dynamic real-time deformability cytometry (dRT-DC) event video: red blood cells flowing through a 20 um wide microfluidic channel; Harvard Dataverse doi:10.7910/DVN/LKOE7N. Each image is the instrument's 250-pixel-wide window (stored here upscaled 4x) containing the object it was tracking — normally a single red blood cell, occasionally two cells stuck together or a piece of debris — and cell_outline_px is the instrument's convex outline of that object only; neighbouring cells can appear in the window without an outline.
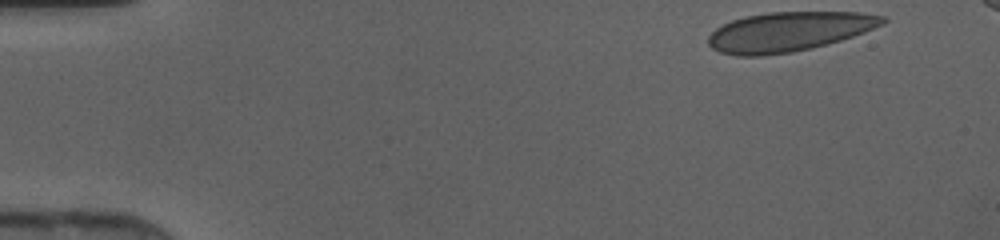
{"species": "human", "species_latin": "Homo sapiens", "temperature_condition": "cold", "stored_images_in_passage": 36, "camera_frame_rate_fps": 3000, "um_per_image_px": 0.085, "donor": {"sex": "female"}, "frame": {"image": 1, "passage_image": 1, "time_ms": 0.0, "image_size_px": [1000, 240], "cell_outline_px": [[888, 20], [884, 24], [864, 32], [840, 40], [792, 52], [760, 56], [736, 56], [720, 52], [712, 48], [708, 44], [708, 36], [716, 28], [732, 20], [748, 16], [768, 12], [860, 12], [884, 16]], "centroid_in_image_um": [67.04, 2.69], "position_along_channel_um": 18.0, "area_um2": 39.88}}
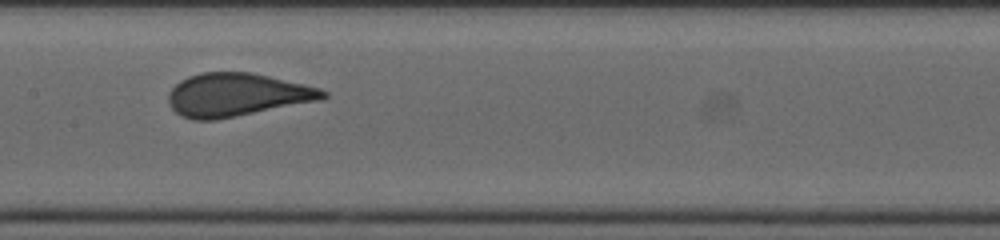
{"frame": {"image": 2, "passage_image": 20, "time_ms": 6.333, "image_size_px": [1000, 240], "cell_outline_px": [[328, 96], [324, 100], [216, 120], [192, 120], [180, 116], [172, 108], [168, 100], [168, 96], [172, 88], [180, 80], [188, 76], [200, 72], [248, 72], [268, 76], [304, 84], [320, 88], [328, 92]], "centroid_in_image_um": [20.15, 8.07], "position_along_channel_um": 187.2, "area_um2": 39.13}}
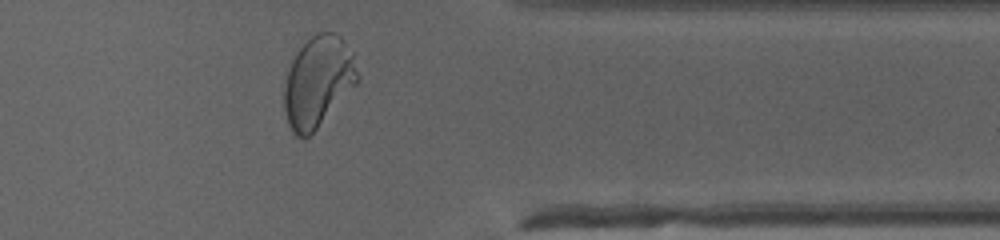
{"frame": {"image": 3, "passage_image": 34, "time_ms": 11.0, "image_size_px": [1000, 240], "cell_outline_px": [[360, 80], [316, 128], [304, 140], [300, 140], [292, 132], [288, 124], [284, 112], [284, 88], [288, 72], [292, 60], [300, 48], [316, 32], [332, 32], [340, 36], [344, 40], [352, 52], [360, 76]], "centroid_in_image_um": [27.03, 6.95], "position_along_channel_um": 384.4, "area_um2": 38.61}}